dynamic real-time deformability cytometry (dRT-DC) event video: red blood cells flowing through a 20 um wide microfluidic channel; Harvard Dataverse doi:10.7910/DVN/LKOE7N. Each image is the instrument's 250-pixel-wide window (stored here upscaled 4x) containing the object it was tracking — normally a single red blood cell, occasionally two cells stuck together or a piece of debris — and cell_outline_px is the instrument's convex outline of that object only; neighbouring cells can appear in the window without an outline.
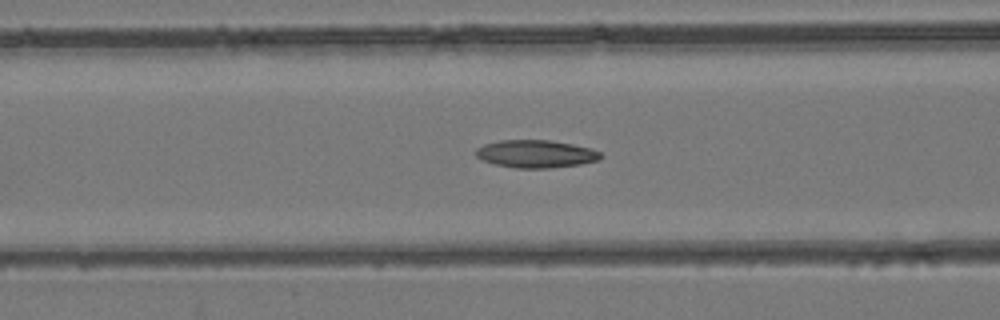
{"species": "common noctule bat (a hibernating species)", "species_latin": "Nyctalus noctula", "temperature_condition": "room temperature", "stored_images_in_passage": 33, "camera_frame_rate_fps": 3000, "um_per_image_px": 0.085, "animal": {"sex": "female", "body_mass_g": 24.6, "forearm_length_mm": 56.2}, "frame": {"image": 1, "passage_image": 4, "time_ms": 1.0, "image_size_px": [1000, 320], "cell_outline_px": [[604, 156], [600, 160], [580, 164], [548, 168], [516, 168], [496, 164], [484, 160], [476, 156], [476, 148], [484, 144], [500, 140], [548, 140], [572, 144], [592, 148], [600, 152]], "centroid_in_image_um": [45.59, 13.07], "position_along_channel_um": 121.0, "area_um2": 20.11}}
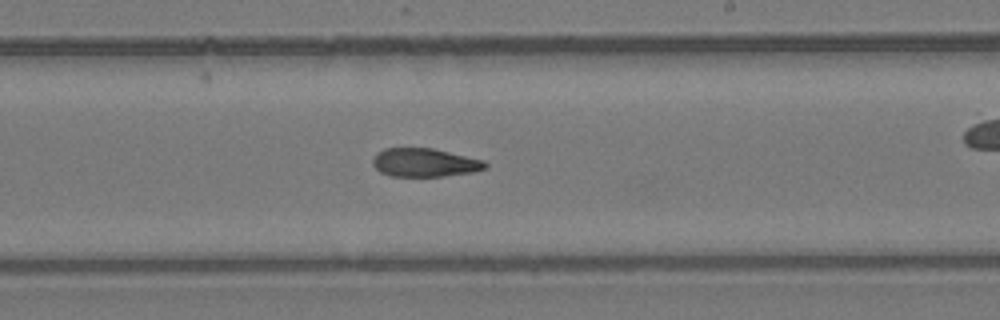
{"frame": {"image": 2, "passage_image": 13, "time_ms": 4.0, "image_size_px": [1000, 320], "cell_outline_px": [[488, 168], [472, 172], [444, 176], [388, 176], [380, 172], [372, 164], [372, 160], [376, 152], [384, 148], [432, 148], [484, 160], [488, 164]], "centroid_in_image_um": [36.08, 13.82], "position_along_channel_um": 252.9, "area_um2": 18.79}}
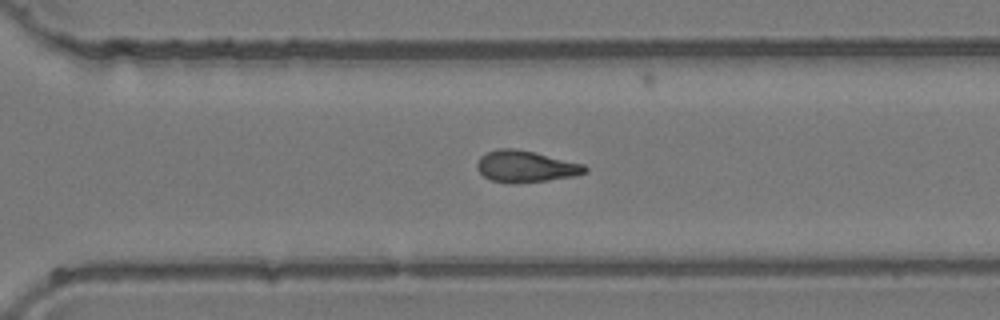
{"frame": {"image": 3, "passage_image": 18, "time_ms": 5.667, "image_size_px": [1000, 320], "cell_outline_px": [[588, 172], [576, 176], [548, 180], [516, 184], [508, 184], [492, 180], [484, 176], [476, 168], [476, 164], [480, 156], [496, 148], [516, 148], [584, 164], [588, 168]], "centroid_in_image_um": [44.68, 14.16], "position_along_channel_um": 325.9, "area_um2": 20.06}}